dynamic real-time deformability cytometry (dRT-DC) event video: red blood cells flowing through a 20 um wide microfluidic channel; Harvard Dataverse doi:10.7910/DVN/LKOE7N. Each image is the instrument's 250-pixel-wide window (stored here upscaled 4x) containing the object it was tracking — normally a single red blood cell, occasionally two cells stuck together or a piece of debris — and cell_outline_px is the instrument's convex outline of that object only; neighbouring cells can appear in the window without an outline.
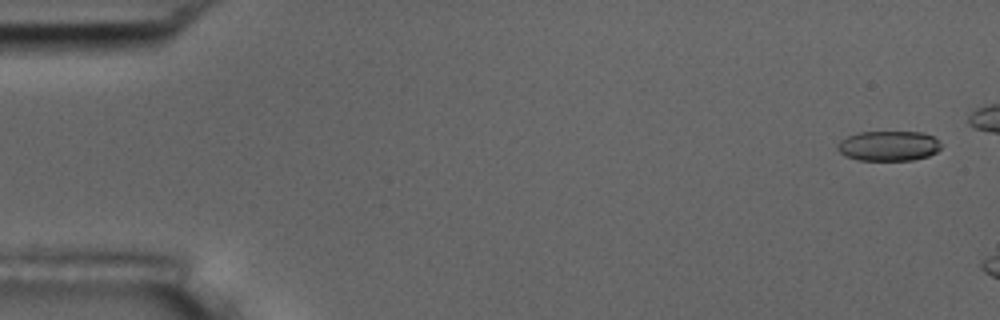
{"species": "common noctule bat (a hibernating species)", "species_latin": "Nyctalus noctula", "temperature_condition": "room temperature", "stored_images_in_passage": 5, "camera_frame_rate_fps": 3000, "um_per_image_px": 0.085, "animal": {"sex": "male", "body_mass_g": 17.5, "forearm_length_mm": 52.3}, "frame": {"image": 1, "passage_image": 1, "time_ms": 0.0, "image_size_px": [1000, 320], "cell_outline_px": [[940, 148], [936, 152], [928, 156], [912, 160], [856, 160], [844, 156], [836, 148], [840, 140], [848, 136], [860, 132], [924, 132], [932, 136], [940, 144]], "centroid_in_image_um": [75.5, 12.4], "position_along_channel_um": 9.5, "area_um2": 18.09}}